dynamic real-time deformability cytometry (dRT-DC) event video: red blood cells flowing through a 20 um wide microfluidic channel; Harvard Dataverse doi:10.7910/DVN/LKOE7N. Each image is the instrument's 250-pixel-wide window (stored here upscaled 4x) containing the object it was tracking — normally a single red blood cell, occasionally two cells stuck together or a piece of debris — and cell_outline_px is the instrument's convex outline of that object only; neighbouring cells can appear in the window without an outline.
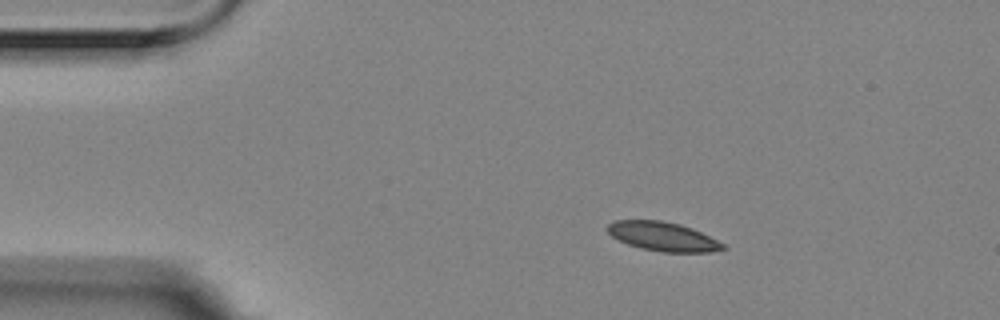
{"species": "Egyptian fruit bat (a non-hibernating species)", "species_latin": "Rousettus aegyptiacus", "temperature_condition": "room temperature", "stored_images_in_passage": 3, "camera_frame_rate_fps": 3000, "um_per_image_px": 0.085, "animal": {"sex": "female"}, "frame": {"image": 1, "passage_image": 1, "time_ms": 0.0, "image_size_px": [1000, 320], "cell_outline_px": [[728, 248], [712, 252], [660, 252], [640, 248], [628, 244], [612, 236], [604, 228], [608, 224], [616, 220], [660, 220], [680, 224], [692, 228], [724, 244]], "centroid_in_image_um": [56.33, 20.1], "position_along_channel_um": 28.7, "area_um2": 19.54}}